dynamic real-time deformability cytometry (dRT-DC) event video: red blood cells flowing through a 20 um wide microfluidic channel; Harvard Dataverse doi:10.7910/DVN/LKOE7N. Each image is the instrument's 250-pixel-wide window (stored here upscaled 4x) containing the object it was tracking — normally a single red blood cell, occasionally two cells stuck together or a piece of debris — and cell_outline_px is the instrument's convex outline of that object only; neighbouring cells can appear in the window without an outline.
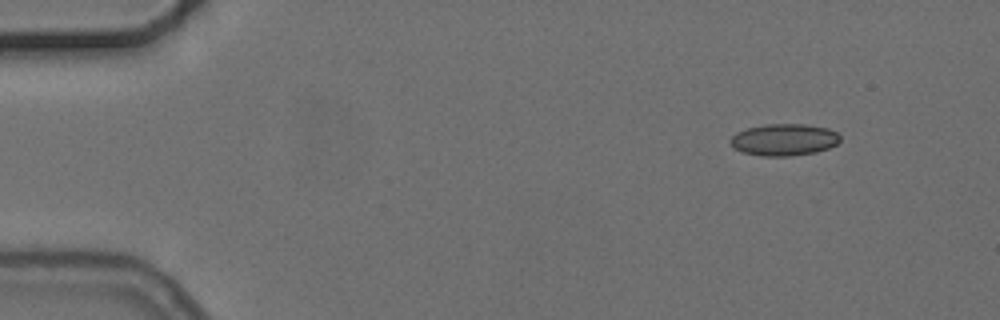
{"species": "common noctule bat (a hibernating species)", "species_latin": "Nyctalus noctula", "temperature_condition": "cold", "stored_images_in_passage": 2, "camera_frame_rate_fps": 3000, "um_per_image_px": 0.085, "animal": {"sex": "female", "body_mass_g": 24.6, "forearm_length_mm": 56.2}, "frame": {"image": 1, "passage_image": 2, "time_ms": 2.0, "image_size_px": [1000, 320], "cell_outline_px": [[840, 140], [836, 144], [828, 148], [816, 152], [788, 156], [760, 156], [740, 152], [732, 148], [728, 140], [736, 132], [748, 128], [764, 124], [804, 124], [828, 128], [836, 132], [840, 136]], "centroid_in_image_um": [66.59, 11.88], "position_along_channel_um": 18.4, "area_um2": 20.58}}